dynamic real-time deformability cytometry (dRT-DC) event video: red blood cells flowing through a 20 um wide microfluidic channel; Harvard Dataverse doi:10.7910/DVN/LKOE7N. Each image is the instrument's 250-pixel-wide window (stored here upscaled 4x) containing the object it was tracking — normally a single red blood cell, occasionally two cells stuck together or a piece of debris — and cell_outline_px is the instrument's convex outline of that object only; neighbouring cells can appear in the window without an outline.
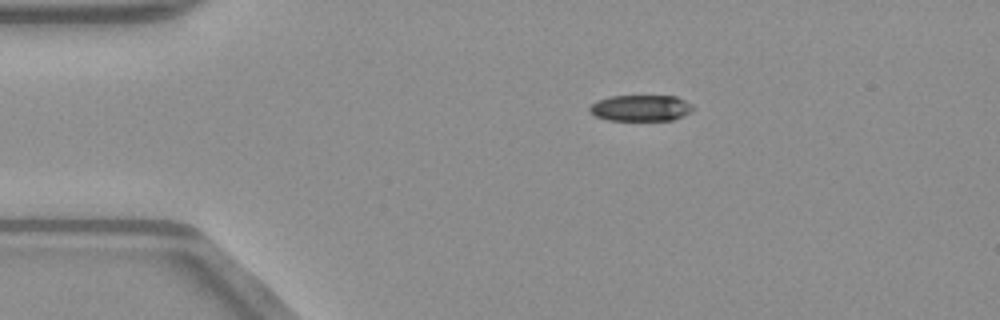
{"species": "common noctule bat (a hibernating species)", "species_latin": "Nyctalus noctula", "temperature_condition": "warm", "stored_images_in_passage": 42, "camera_frame_rate_fps": 3000, "um_per_image_px": 0.085, "animal": {"sex": "male", "body_mass_g": 23.1, "forearm_length_mm": 52.7}, "frame": {"image": 1, "passage_image": 1, "time_ms": 0.0, "image_size_px": [1000, 320], "cell_outline_px": [[696, 108], [672, 120], [608, 120], [596, 116], [588, 112], [588, 108], [596, 100], [612, 96], [676, 96], [692, 104]], "centroid_in_image_um": [54.43, 9.18], "position_along_channel_um": 30.6, "area_um2": 15.72}}
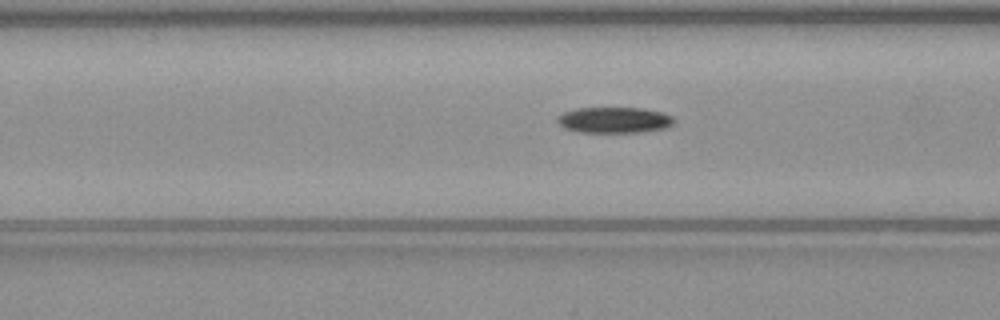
{"frame": {"image": 2, "passage_image": 11, "time_ms": 3.333, "image_size_px": [1000, 320], "cell_outline_px": [[676, 120], [672, 124], [664, 128], [640, 132], [580, 132], [564, 128], [556, 120], [556, 116], [564, 112], [576, 108], [644, 108], [664, 112], [672, 116]], "centroid_in_image_um": [52.21, 10.19], "position_along_channel_um": 114.4, "area_um2": 17.69}}
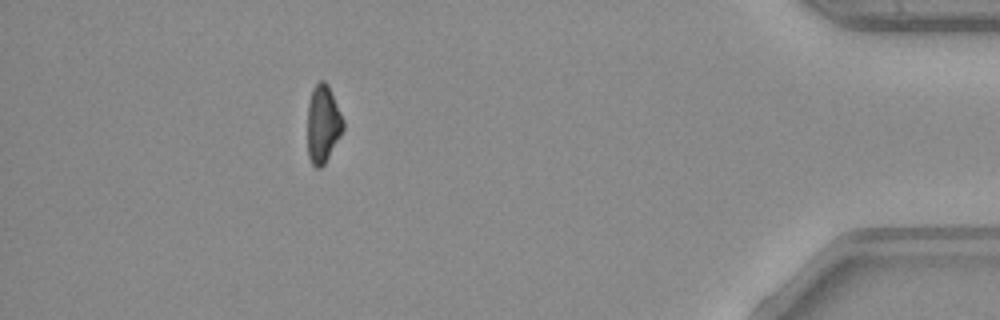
{"frame": {"image": 3, "passage_image": 37, "time_ms": 12.0, "image_size_px": [1000, 320], "cell_outline_px": [[344, 128], [340, 136], [324, 164], [320, 168], [316, 168], [312, 164], [308, 156], [308, 104], [312, 88], [320, 80], [324, 80], [328, 84], [344, 120]], "centroid_in_image_um": [27.45, 10.52], "position_along_channel_um": 407.8, "area_um2": 16.13}, "authors_computed_cell_mechanics": {"area_um2": 17.7157, "velocity_mm_per_s": 4.051, "shape_relaxation_time_tau1_ms": 5.247, "shape_relaxation_time_tau2_ms": null, "deformation_change_tau1": 0.1579, "deformation_change_tau2": null}}